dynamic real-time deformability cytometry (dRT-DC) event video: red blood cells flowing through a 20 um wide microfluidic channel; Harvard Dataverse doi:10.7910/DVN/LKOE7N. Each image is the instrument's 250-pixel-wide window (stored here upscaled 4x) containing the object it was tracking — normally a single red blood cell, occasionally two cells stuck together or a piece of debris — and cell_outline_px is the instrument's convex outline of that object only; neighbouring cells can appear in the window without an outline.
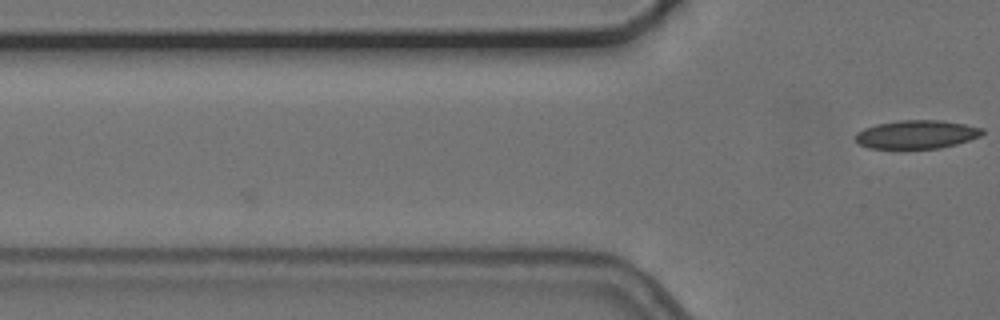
{"species": "common noctule bat (a hibernating species)", "species_latin": "Nyctalus noctula", "temperature_condition": "cold", "stored_images_in_passage": 3, "camera_frame_rate_fps": 3000, "um_per_image_px": 0.085, "animal": {"sex": "female", "body_mass_g": 24.6, "forearm_length_mm": 56.2}, "frame": {"image": 1, "passage_image": 3, "time_ms": 0.667, "image_size_px": [1000, 320], "cell_outline_px": [[984, 132], [980, 136], [956, 144], [940, 148], [868, 148], [860, 144], [856, 140], [856, 132], [864, 128], [876, 124], [896, 120], [940, 120], [964, 124], [984, 128]], "centroid_in_image_um": [77.91, 11.41], "position_along_channel_um": 47.9, "area_um2": 20.98}}